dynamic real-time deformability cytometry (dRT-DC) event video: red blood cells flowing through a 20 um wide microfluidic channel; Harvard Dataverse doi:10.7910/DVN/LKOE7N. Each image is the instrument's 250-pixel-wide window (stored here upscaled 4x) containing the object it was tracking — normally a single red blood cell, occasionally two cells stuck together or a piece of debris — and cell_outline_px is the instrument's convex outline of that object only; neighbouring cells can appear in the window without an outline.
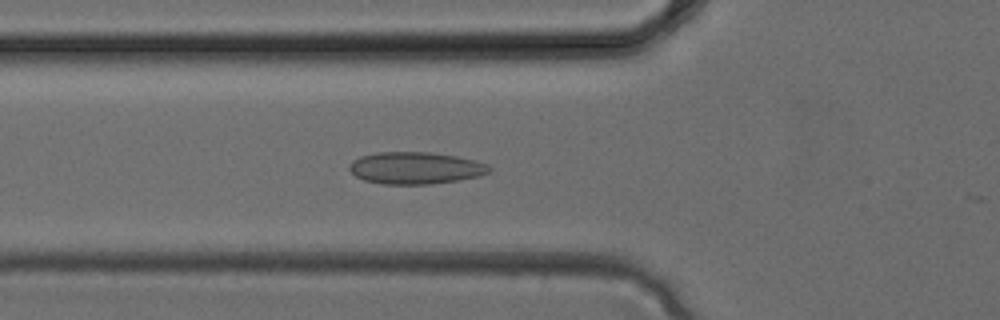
{"species": "common noctule bat (a hibernating species)", "species_latin": "Nyctalus noctula", "temperature_condition": "cold", "stored_images_in_passage": 27, "camera_frame_rate_fps": 3000, "um_per_image_px": 0.085, "animal": {"sex": "female", "body_mass_g": 24.6, "forearm_length_mm": 56.2}, "frame": {"image": 1, "passage_image": 11, "time_ms": 3.333, "image_size_px": [1000, 320], "cell_outline_px": [[492, 172], [480, 176], [460, 180], [428, 184], [380, 184], [364, 180], [356, 176], [348, 168], [348, 164], [352, 160], [360, 156], [376, 152], [428, 152], [456, 156], [488, 164], [492, 168]], "centroid_in_image_um": [35.31, 14.28], "position_along_channel_um": 90.5, "area_um2": 26.3}}
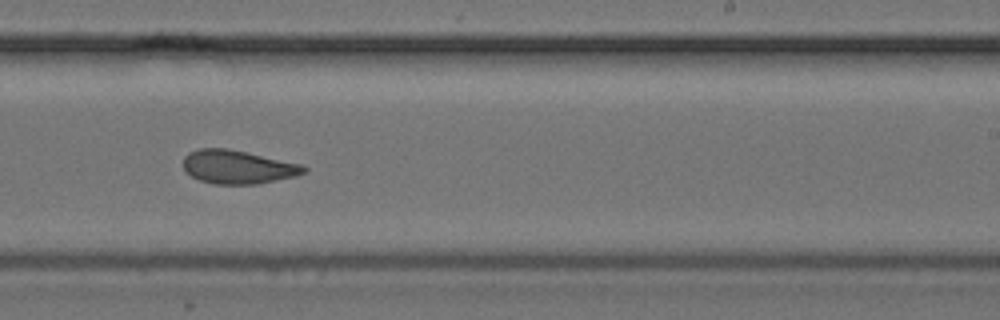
{"frame": {"image": 2, "passage_image": 20, "time_ms": 6.333, "image_size_px": [1000, 320], "cell_outline_px": [[308, 168], [304, 172], [296, 176], [256, 184], [212, 184], [200, 180], [184, 172], [184, 156], [188, 152], [200, 148], [228, 148], [300, 164]], "centroid_in_image_um": [20.17, 14.19], "position_along_channel_um": 268.8, "area_um2": 23.47}}
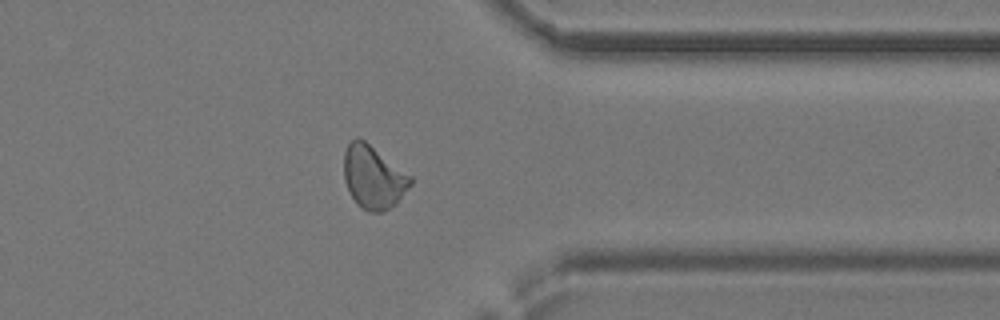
{"frame": {"image": 3, "passage_image": 26, "time_ms": 8.333, "image_size_px": [1000, 320], "cell_outline_px": [[412, 184], [396, 204], [380, 212], [368, 212], [360, 208], [356, 204], [344, 180], [344, 152], [348, 144], [356, 136], [360, 136], [412, 176]], "centroid_in_image_um": [31.73, 15.04], "position_along_channel_um": 379.7, "area_um2": 24.68}}